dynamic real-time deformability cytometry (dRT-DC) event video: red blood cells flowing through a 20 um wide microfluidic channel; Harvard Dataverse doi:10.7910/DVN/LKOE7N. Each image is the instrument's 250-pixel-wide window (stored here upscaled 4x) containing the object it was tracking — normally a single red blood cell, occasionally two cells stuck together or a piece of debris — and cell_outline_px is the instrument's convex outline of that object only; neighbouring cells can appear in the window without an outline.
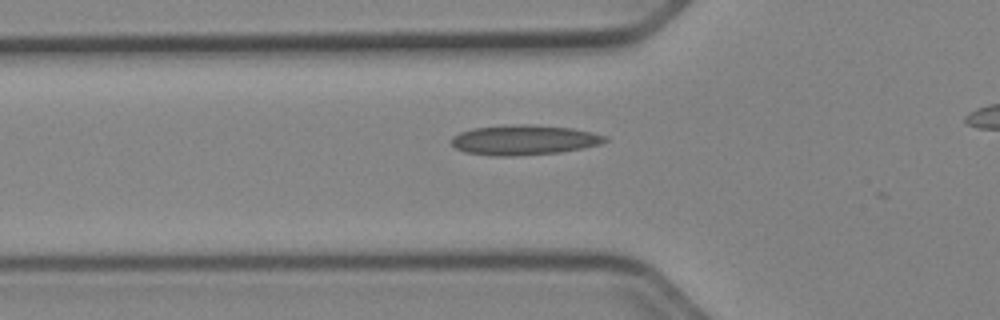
{"species": "Egyptian fruit bat (a non-hibernating species)", "species_latin": "Rousettus aegyptiacus", "temperature_condition": "cold", "stored_images_in_passage": 5, "camera_frame_rate_fps": 3000, "um_per_image_px": 0.085, "animal": {"sex": "female"}, "frame": {"image": 1, "passage_image": 3, "time_ms": 0.667, "image_size_px": [1000, 320], "cell_outline_px": [[608, 140], [600, 144], [560, 152], [516, 156], [492, 156], [464, 152], [456, 148], [452, 144], [452, 136], [460, 132], [472, 128], [504, 124], [532, 124], [572, 128], [592, 132], [604, 136]], "centroid_in_image_um": [44.49, 11.89], "position_along_channel_um": 81.3, "area_um2": 26.99}}